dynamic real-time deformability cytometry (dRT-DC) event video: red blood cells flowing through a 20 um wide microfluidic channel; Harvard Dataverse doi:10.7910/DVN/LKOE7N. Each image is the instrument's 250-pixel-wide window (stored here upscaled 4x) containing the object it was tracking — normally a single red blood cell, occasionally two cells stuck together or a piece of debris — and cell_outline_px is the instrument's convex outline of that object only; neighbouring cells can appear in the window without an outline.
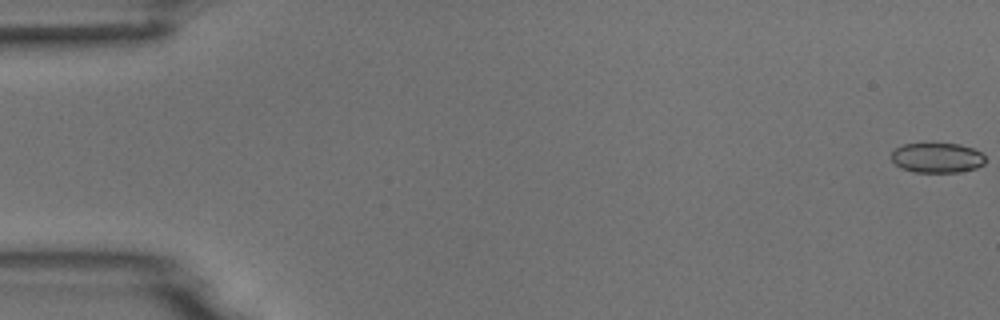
{"species": "common noctule bat (a hibernating species)", "species_latin": "Nyctalus noctula", "temperature_condition": "room temperature", "stored_images_in_passage": 6, "segment_of_instrument_passage": [1, 2], "camera_frame_rate_fps": 3000, "um_per_image_px": 0.085, "animal": {"sex": "male", "body_mass_g": 18.8}, "frame": {"image": 1, "passage_image": 1, "time_ms": 0.0, "image_size_px": [1000, 320], "cell_outline_px": [[984, 164], [976, 168], [960, 172], [916, 172], [900, 168], [892, 160], [892, 152], [896, 148], [904, 144], [960, 144], [972, 148], [980, 152], [984, 156]], "centroid_in_image_um": [79.66, 13.42], "position_along_channel_um": 5.3, "area_um2": 16.24}}